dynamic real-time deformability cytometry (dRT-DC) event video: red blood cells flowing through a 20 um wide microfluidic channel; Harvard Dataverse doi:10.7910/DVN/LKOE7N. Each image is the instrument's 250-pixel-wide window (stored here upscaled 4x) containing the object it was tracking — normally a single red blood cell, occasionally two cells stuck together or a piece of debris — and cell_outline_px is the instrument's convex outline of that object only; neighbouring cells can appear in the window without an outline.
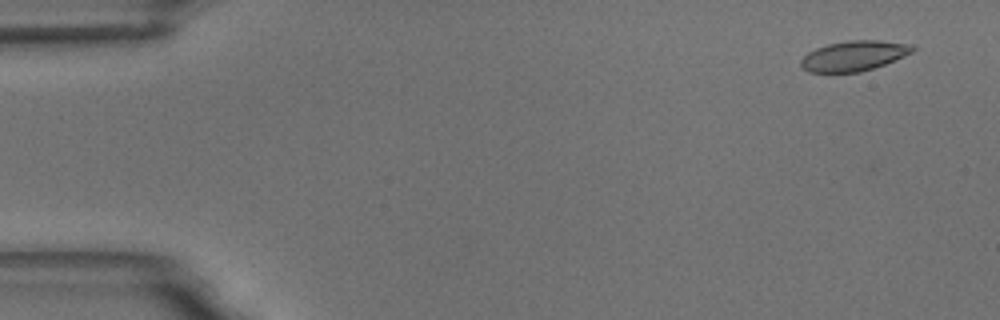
{"species": "common noctule bat (a hibernating species)", "species_latin": "Nyctalus noctula", "temperature_condition": "room temperature", "stored_images_in_passage": 44, "camera_frame_rate_fps": 3000, "um_per_image_px": 0.085, "animal": {"sex": "male", "body_mass_g": 18.8}, "frame": {"image": 1, "passage_image": 3, "time_ms": 0.667, "image_size_px": [1000, 320], "cell_outline_px": [[916, 48], [912, 52], [904, 56], [884, 64], [860, 72], [808, 72], [800, 64], [800, 60], [808, 52], [816, 48], [828, 44], [848, 40], [880, 40], [912, 44]], "centroid_in_image_um": [72.59, 4.73], "position_along_channel_um": 12.4, "area_um2": 19.54}}
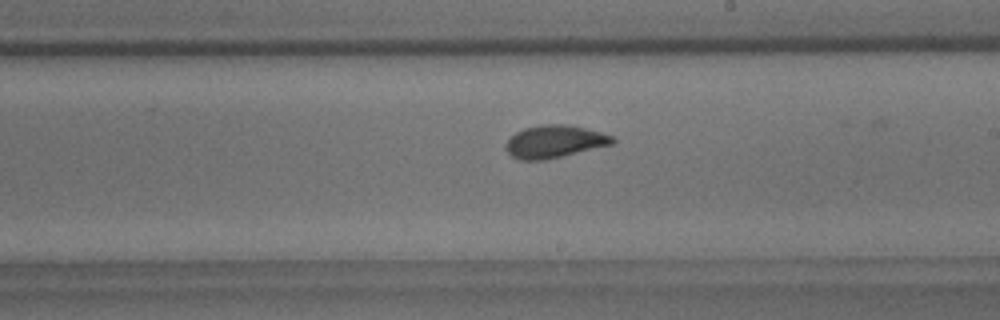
{"frame": {"image": 2, "passage_image": 33, "time_ms": 10.667, "image_size_px": [1000, 320], "cell_outline_px": [[616, 140], [612, 144], [544, 160], [520, 160], [512, 156], [508, 152], [504, 144], [516, 132], [524, 128], [540, 124], [568, 124], [600, 132], [612, 136]], "centroid_in_image_um": [47.1, 12.02], "position_along_channel_um": 241.9, "area_um2": 20.06}}
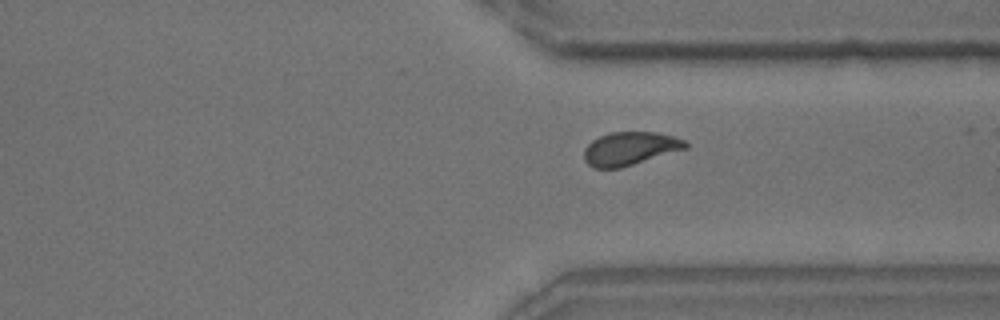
{"frame": {"image": 3, "passage_image": 43, "time_ms": 14.0, "image_size_px": [1000, 320], "cell_outline_px": [[688, 148], [620, 168], [592, 168], [584, 160], [584, 148], [592, 140], [600, 136], [612, 132], [656, 132], [672, 136], [684, 140], [688, 144]], "centroid_in_image_um": [53.53, 12.63], "position_along_channel_um": 357.9, "area_um2": 19.65}}